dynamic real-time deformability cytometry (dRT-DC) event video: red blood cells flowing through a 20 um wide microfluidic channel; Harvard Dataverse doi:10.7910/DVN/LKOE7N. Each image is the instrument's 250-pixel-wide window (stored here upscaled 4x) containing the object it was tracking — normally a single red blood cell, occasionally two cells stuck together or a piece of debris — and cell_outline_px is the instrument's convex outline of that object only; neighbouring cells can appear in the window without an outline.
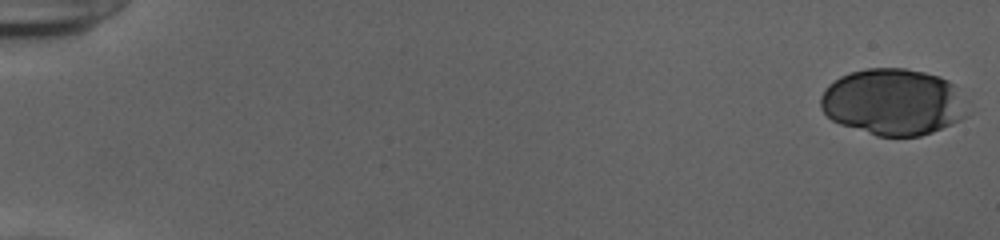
{"species": "human", "species_latin": "Homo sapiens", "temperature_condition": "cold", "stored_images_in_passage": 53, "camera_frame_rate_fps": 3000, "um_per_image_px": 0.085, "donor": {"sex": "female"}, "frame": {"image": 1, "passage_image": 1, "time_ms": 0.0, "image_size_px": [1000, 240], "cell_outline_px": [[972, 112], [968, 116], [952, 124], [932, 132], [920, 136], [876, 136], [840, 124], [832, 120], [820, 108], [820, 96], [824, 88], [828, 84], [840, 76], [848, 72], [868, 68], [904, 68], [924, 72], [940, 76], [948, 80], [952, 84]], "centroid_in_image_um": [75.91, 8.67], "position_along_channel_um": 9.1, "area_um2": 57.4}}
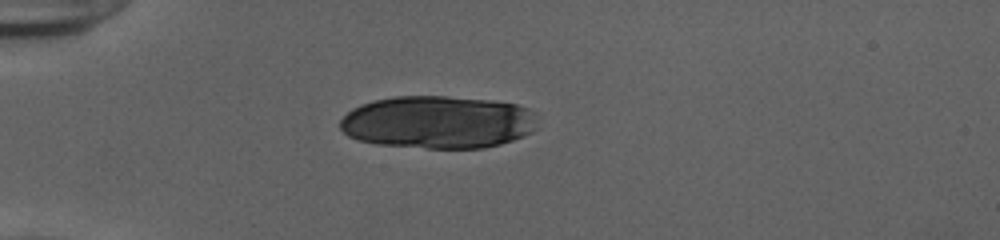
{"frame": {"image": 2, "passage_image": 16, "time_ms": 5.0, "image_size_px": [1000, 240], "cell_outline_px": [[536, 128], [532, 132], [524, 136], [500, 144], [484, 148], [428, 148], [380, 144], [356, 140], [348, 136], [340, 128], [340, 120], [352, 108], [360, 104], [376, 100], [396, 96], [448, 96], [492, 100], [516, 104], [528, 108], [532, 112]], "centroid_in_image_um": [37.21, 10.38], "position_along_channel_um": 47.8, "area_um2": 60.69}}